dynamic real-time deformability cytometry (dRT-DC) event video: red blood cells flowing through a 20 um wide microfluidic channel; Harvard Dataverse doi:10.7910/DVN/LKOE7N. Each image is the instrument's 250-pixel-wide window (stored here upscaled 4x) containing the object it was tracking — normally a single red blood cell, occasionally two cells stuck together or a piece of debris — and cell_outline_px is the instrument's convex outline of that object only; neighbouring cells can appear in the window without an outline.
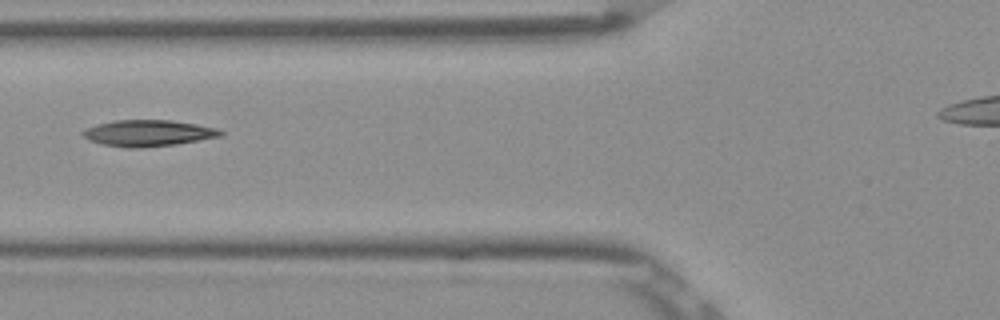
{"species": "Egyptian fruit bat (a non-hibernating species)", "species_latin": "Rousettus aegyptiacus", "temperature_condition": "room temperature", "stored_images_in_passage": 4, "camera_frame_rate_fps": 3000, "um_per_image_px": 0.085, "frame": {"image": 1, "passage_image": 4, "time_ms": 1.0, "image_size_px": [1000, 320], "cell_outline_px": [[224, 132], [220, 136], [176, 144], [136, 148], [128, 148], [104, 144], [88, 140], [80, 132], [96, 124], [116, 120], [172, 120], [196, 124], [216, 128]], "centroid_in_image_um": [12.57, 11.31], "position_along_channel_um": 113.2, "area_um2": 20.87}}